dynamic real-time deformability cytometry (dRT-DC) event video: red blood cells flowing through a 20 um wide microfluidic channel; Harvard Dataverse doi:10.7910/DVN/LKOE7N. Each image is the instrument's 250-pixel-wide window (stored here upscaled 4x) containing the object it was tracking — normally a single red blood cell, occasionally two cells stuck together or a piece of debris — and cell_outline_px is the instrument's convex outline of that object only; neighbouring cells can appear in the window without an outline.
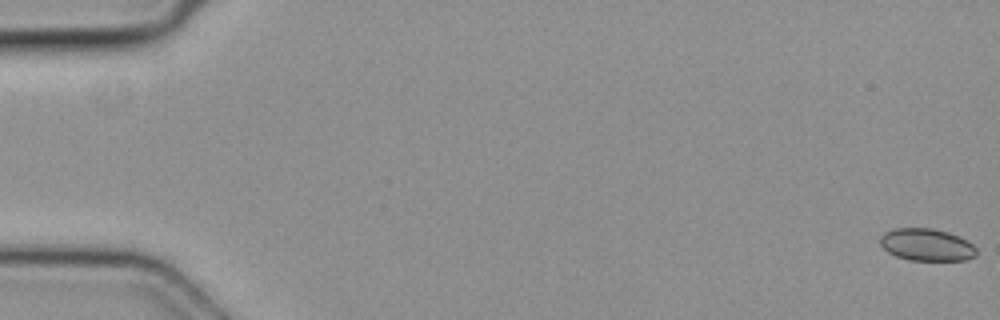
{"species": "common noctule bat (a hibernating species)", "species_latin": "Nyctalus noctula", "temperature_condition": "cold", "stored_images_in_passage": 5, "segment_of_instrument_passage": [2, 2], "camera_frame_rate_fps": 3000, "um_per_image_px": 0.085, "animal": {"sex": "female", "body_mass_g": 19.3, "forearm_length_mm": 54.1}, "frame": {"image": 1, "passage_image": 5, "time_ms": 1.333, "image_size_px": [1000, 320], "cell_outline_px": [[976, 256], [968, 260], [908, 260], [896, 256], [888, 252], [880, 244], [880, 236], [884, 232], [892, 228], [932, 228], [948, 232], [960, 236], [968, 240], [976, 248]], "centroid_in_image_um": [78.77, 20.8], "position_along_channel_um": 6.2, "area_um2": 18.32}}